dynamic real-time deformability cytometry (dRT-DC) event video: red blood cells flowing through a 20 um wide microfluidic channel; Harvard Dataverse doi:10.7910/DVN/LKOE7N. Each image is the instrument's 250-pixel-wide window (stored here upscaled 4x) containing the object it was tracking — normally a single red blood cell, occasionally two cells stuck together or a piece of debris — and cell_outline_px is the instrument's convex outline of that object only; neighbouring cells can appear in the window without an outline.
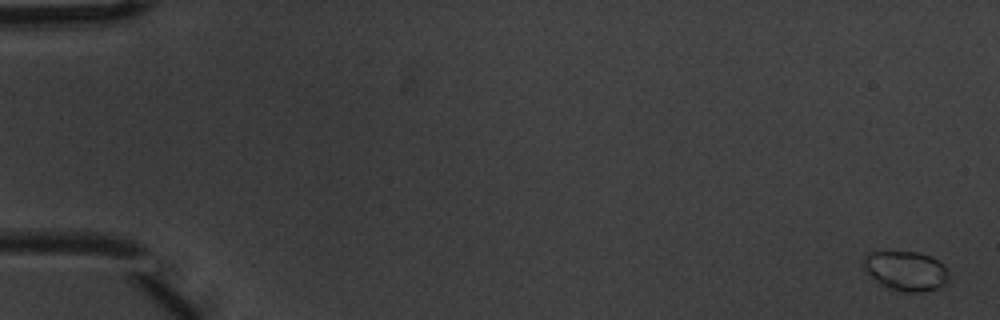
{"species": "common noctule bat (a hibernating species)", "species_latin": "Nyctalus noctula", "temperature_condition": "warm", "stored_images_in_passage": 6, "camera_frame_rate_fps": 3000, "um_per_image_px": 0.085, "animal": {"sex": "male", "body_mass_g": 20.1, "forearm_length_mm": 53.5}, "frame": {"image": 1, "passage_image": 1, "time_ms": 0.0, "image_size_px": [1000, 320], "cell_outline_px": [[948, 280], [944, 284], [936, 288], [920, 292], [904, 292], [880, 284], [864, 268], [864, 256], [868, 252], [920, 252], [944, 264], [948, 272]], "centroid_in_image_um": [77.02, 23.01], "position_along_channel_um": 8.0, "area_um2": 19.31}}
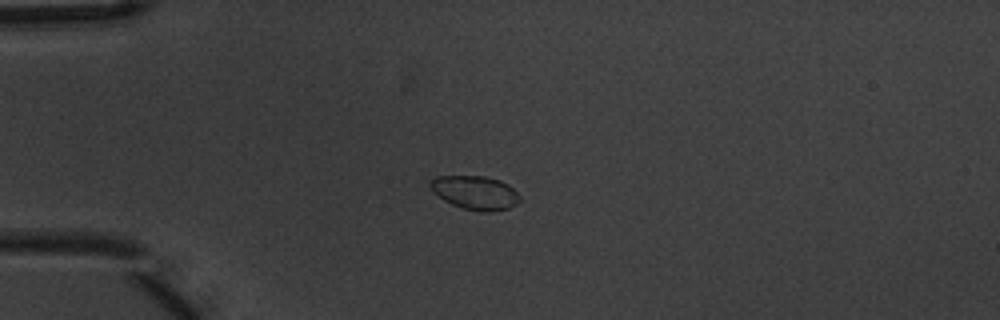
{"frame": {"image": 2, "passage_image": 4, "time_ms": 1.0, "image_size_px": [1000, 320], "cell_outline_px": [[520, 200], [516, 204], [508, 208], [488, 212], [480, 212], [464, 208], [452, 204], [444, 200], [428, 184], [428, 180], [436, 176], [484, 176], [500, 180], [508, 184], [520, 196]], "centroid_in_image_um": [40.39, 16.36], "position_along_channel_um": 44.6, "area_um2": 17.46}}